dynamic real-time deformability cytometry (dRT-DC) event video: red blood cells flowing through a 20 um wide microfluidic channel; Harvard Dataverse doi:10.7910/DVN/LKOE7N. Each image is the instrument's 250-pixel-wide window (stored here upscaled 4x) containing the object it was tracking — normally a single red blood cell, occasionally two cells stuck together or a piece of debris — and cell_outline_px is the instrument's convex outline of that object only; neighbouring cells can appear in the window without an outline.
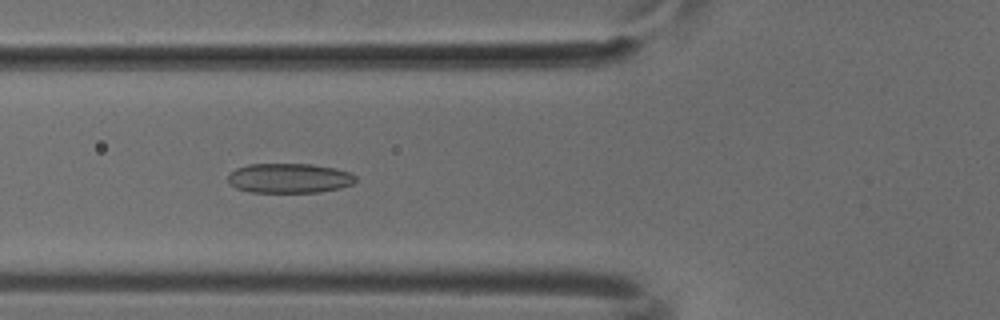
{"species": "common noctule bat (a hibernating species)", "species_latin": "Nyctalus noctula", "temperature_condition": "cold", "stored_images_in_passage": 51, "camera_frame_rate_fps": 3000, "um_per_image_px": 0.085, "animal": {"sex": "male", "body_mass_g": 18.8}, "frame": {"image": 1, "passage_image": 19, "time_ms": 6.0, "image_size_px": [1000, 320], "cell_outline_px": [[356, 180], [352, 184], [340, 188], [320, 192], [252, 192], [236, 188], [228, 180], [228, 176], [236, 168], [248, 164], [312, 164], [336, 168], [348, 172], [356, 176]], "centroid_in_image_um": [24.61, 15.14], "position_along_channel_um": 101.2, "area_um2": 22.02}}
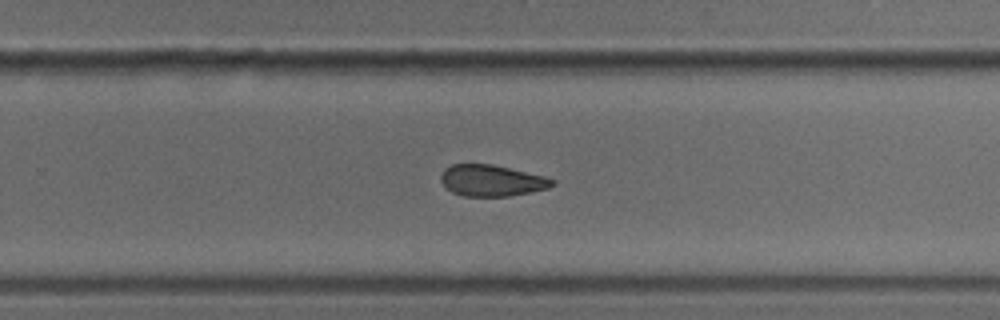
{"frame": {"image": 2, "passage_image": 33, "time_ms": 10.667, "image_size_px": [1000, 320], "cell_outline_px": [[556, 184], [548, 188], [532, 192], [508, 196], [464, 196], [452, 192], [440, 180], [440, 176], [444, 168], [452, 164], [492, 164], [544, 176], [556, 180]], "centroid_in_image_um": [41.8, 15.34], "position_along_channel_um": 288.0, "area_um2": 20.35}}
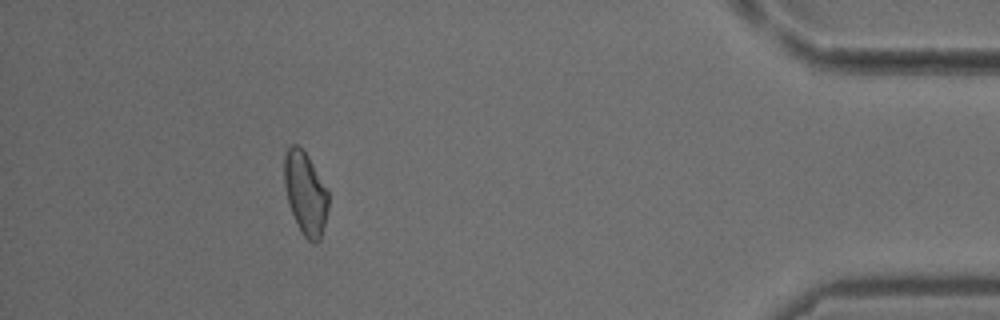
{"frame": {"image": 3, "passage_image": 46, "time_ms": 15.0, "image_size_px": [1000, 320], "cell_outline_px": [[328, 208], [320, 240], [316, 244], [312, 244], [300, 232], [288, 204], [284, 184], [284, 156], [288, 148], [292, 144], [296, 144], [308, 156], [328, 192]], "centroid_in_image_um": [25.94, 16.47], "position_along_channel_um": 409.3, "area_um2": 21.21}}